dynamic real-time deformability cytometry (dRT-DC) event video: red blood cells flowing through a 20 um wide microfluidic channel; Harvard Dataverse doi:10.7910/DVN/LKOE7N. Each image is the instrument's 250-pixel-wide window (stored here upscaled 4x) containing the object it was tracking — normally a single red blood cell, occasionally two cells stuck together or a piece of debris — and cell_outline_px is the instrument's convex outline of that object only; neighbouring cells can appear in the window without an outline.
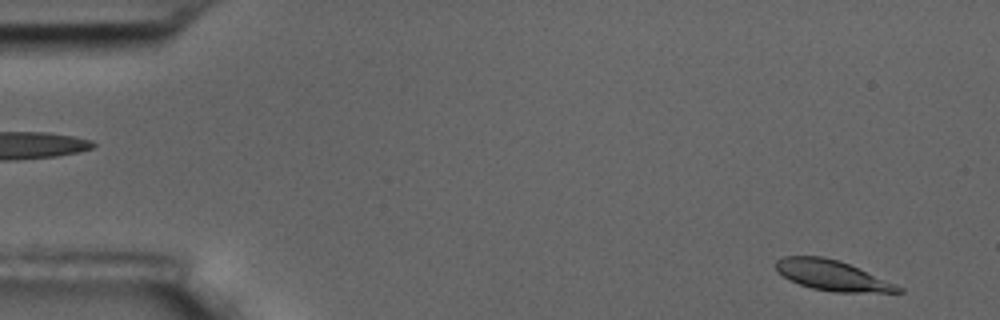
{"species": "common noctule bat (a hibernating species)", "species_latin": "Nyctalus noctula", "temperature_condition": "room temperature", "stored_images_in_passage": 6, "segment_of_instrument_passage": [2, 2], "camera_frame_rate_fps": 3000, "um_per_image_px": 0.085, "animal": {"sex": "male", "body_mass_g": 17.5, "forearm_length_mm": 52.3}, "frame": {"image": 1, "passage_image": 6, "time_ms": 5.667, "image_size_px": [1000, 320], "cell_outline_px": [[904, 292], [832, 292], [812, 288], [788, 280], [776, 272], [776, 260], [784, 256], [824, 256], [840, 260], [896, 284], [904, 288]], "centroid_in_image_um": [70.71, 23.4], "position_along_channel_um": 14.3, "area_um2": 21.68}}